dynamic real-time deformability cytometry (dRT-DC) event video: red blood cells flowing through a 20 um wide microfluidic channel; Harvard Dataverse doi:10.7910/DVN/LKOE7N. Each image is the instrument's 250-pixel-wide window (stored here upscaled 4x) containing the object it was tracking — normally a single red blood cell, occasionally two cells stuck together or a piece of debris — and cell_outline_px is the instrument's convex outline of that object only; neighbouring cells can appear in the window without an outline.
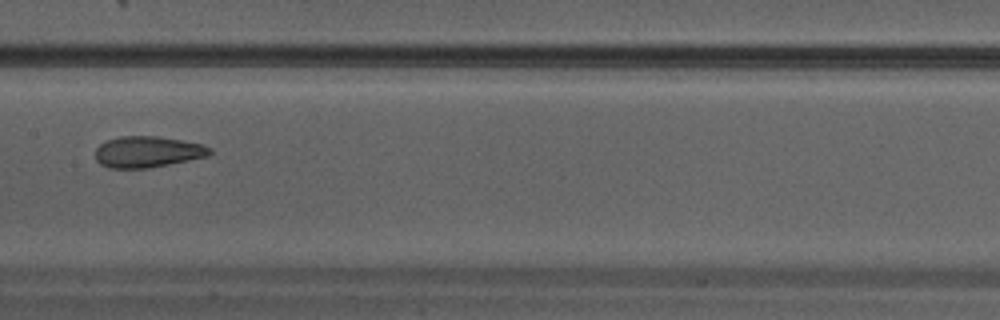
{"species": "Egyptian fruit bat (a non-hibernating species)", "species_latin": "Rousettus aegyptiacus", "temperature_condition": "warm", "stored_images_in_passage": 25, "camera_frame_rate_fps": 3000, "um_per_image_px": 0.085, "animal": {"sex": "male"}, "frame": {"image": 1, "passage_image": 8, "time_ms": 2.333, "image_size_px": [1000, 320], "cell_outline_px": [[212, 152], [208, 156], [148, 168], [108, 168], [100, 164], [96, 160], [96, 148], [100, 144], [108, 140], [120, 136], [156, 136], [204, 144], [212, 148]], "centroid_in_image_um": [12.55, 12.9], "position_along_channel_um": 194.9, "area_um2": 20.75}}